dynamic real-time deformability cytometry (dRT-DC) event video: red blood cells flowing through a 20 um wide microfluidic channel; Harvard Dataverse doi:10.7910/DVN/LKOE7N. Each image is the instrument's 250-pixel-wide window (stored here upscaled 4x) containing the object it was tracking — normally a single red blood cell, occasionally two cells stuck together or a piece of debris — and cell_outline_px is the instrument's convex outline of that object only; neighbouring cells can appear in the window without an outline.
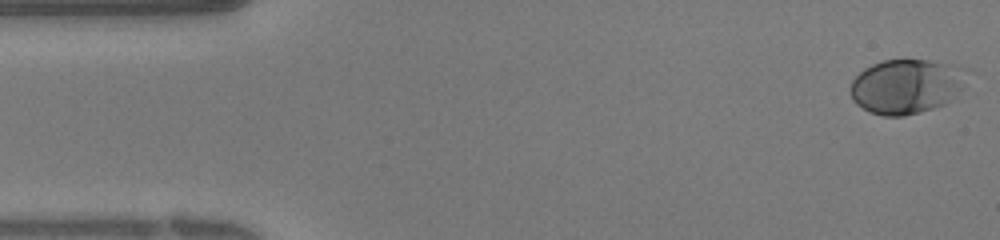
{"species": "human", "species_latin": "Homo sapiens", "temperature_condition": "warm", "stored_images_in_passage": 38, "camera_frame_rate_fps": 3000, "um_per_image_px": 0.085, "donor": {"sex": "female"}, "frame": {"image": 1, "passage_image": 1, "time_ms": 0.0, "image_size_px": [1000, 240], "cell_outline_px": [[964, 88], [944, 104], [932, 108], [904, 116], [884, 116], [872, 112], [856, 104], [852, 100], [848, 88], [852, 80], [864, 68], [872, 64], [884, 60], [928, 60], [948, 64]], "centroid_in_image_um": [76.84, 7.37], "position_along_channel_um": 8.2, "area_um2": 35.66}}
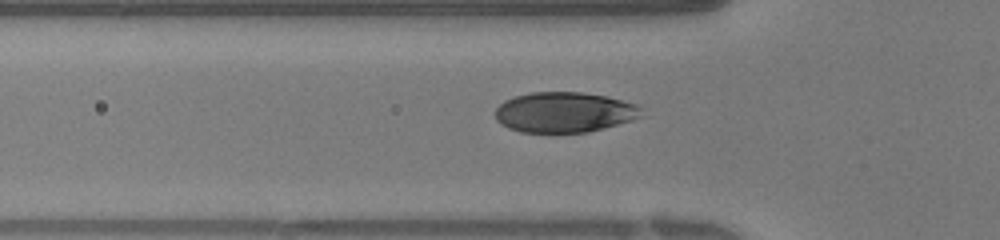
{"frame": {"image": 2, "passage_image": 12, "time_ms": 3.667, "image_size_px": [1000, 240], "cell_outline_px": [[640, 116], [632, 120], [604, 128], [588, 132], [520, 132], [508, 128], [500, 124], [496, 120], [496, 108], [504, 100], [516, 96], [532, 92], [580, 92], [608, 96], [636, 104], [640, 108]], "centroid_in_image_um": [47.94, 9.54], "position_along_channel_um": 77.9, "area_um2": 34.28}}
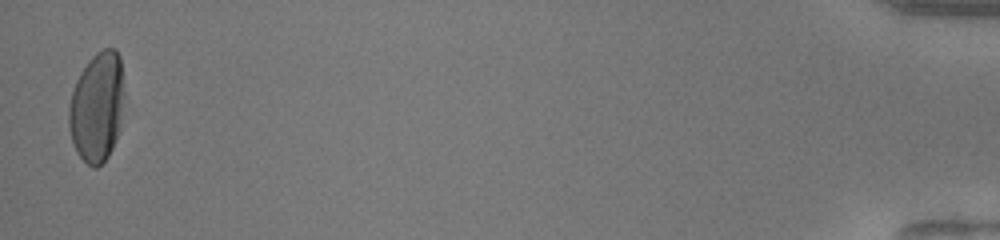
{"frame": {"image": 3, "passage_image": 38, "time_ms": 12.333, "image_size_px": [1000, 240], "cell_outline_px": [[124, 96], [120, 128], [112, 148], [108, 156], [96, 168], [92, 168], [76, 152], [72, 144], [68, 128], [68, 108], [72, 92], [76, 80], [80, 72], [88, 60], [96, 52], [104, 48], [116, 48], [120, 56]], "centroid_in_image_um": [8.23, 9.08], "position_along_channel_um": 427.0, "area_um2": 35.84}}